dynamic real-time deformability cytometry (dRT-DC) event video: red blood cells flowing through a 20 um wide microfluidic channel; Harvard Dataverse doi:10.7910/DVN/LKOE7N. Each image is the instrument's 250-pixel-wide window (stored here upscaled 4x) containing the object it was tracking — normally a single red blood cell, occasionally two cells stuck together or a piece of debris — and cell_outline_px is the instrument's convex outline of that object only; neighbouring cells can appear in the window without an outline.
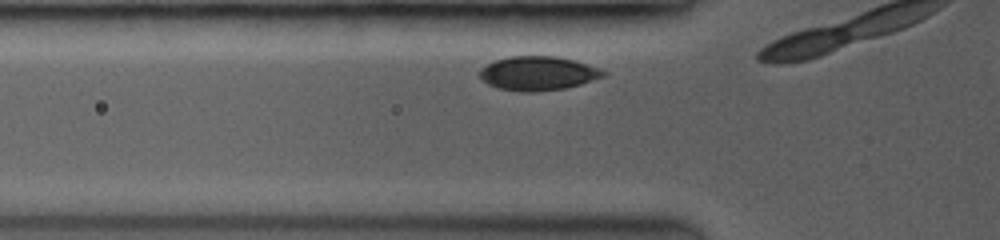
{"species": "common noctule bat (a hibernating species)", "species_latin": "Nyctalus noctula", "temperature_condition": "room temperature", "stored_images_in_passage": 5, "camera_frame_rate_fps": 3500, "um_per_image_px": 0.085, "animal": {"sex": "female", "body_mass_g": 19.0, "forearm_length_mm": 53.3}, "frame": {"image": 1, "passage_image": 3, "time_ms": 0.857, "image_size_px": [1000, 240], "cell_outline_px": [[608, 72], [604, 76], [580, 84], [564, 88], [532, 92], [524, 92], [500, 88], [488, 84], [480, 76], [480, 68], [496, 60], [512, 56], [556, 56], [572, 60], [600, 68]], "centroid_in_image_um": [45.74, 6.23], "position_along_channel_um": 80.1, "area_um2": 24.16}}